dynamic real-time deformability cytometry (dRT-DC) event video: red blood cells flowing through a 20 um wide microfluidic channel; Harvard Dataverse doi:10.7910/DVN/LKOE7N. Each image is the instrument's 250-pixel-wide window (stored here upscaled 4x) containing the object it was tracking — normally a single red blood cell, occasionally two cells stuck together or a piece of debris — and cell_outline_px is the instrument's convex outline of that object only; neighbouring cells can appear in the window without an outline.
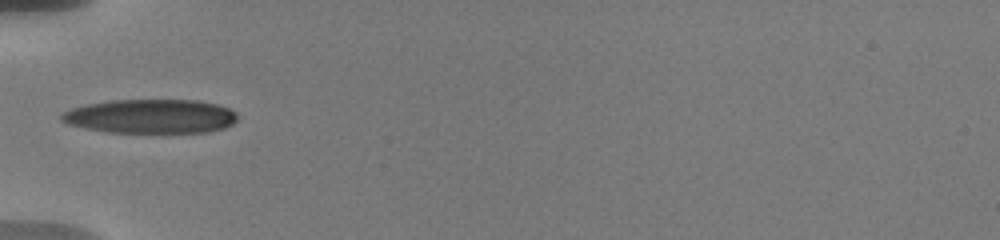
{"species": "human", "species_latin": "Homo sapiens", "temperature_condition": "warm", "stored_images_in_passage": 23, "camera_frame_rate_fps": 3000, "um_per_image_px": 0.085, "donor": {"sex": "male"}, "frame": {"image": 1, "passage_image": 1, "time_ms": 0.0, "image_size_px": [1000, 240], "cell_outline_px": [[236, 120], [232, 124], [224, 128], [212, 132], [108, 132], [84, 128], [68, 124], [60, 120], [60, 112], [72, 108], [88, 104], [108, 100], [196, 100], [216, 104], [228, 108], [236, 112]], "centroid_in_image_um": [12.78, 9.88], "position_along_channel_um": 72.2, "area_um2": 35.03}}
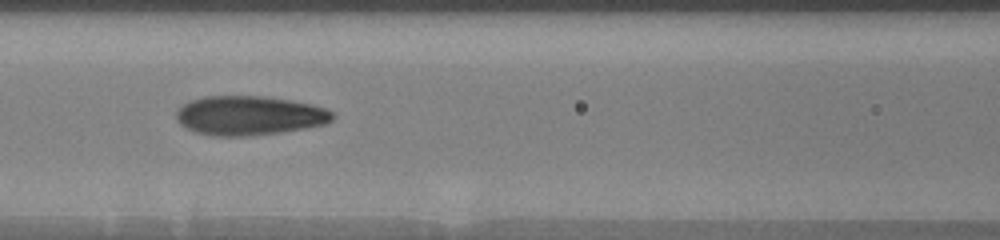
{"frame": {"image": 2, "passage_image": 13, "time_ms": 2.0, "image_size_px": [1000, 240], "cell_outline_px": [[336, 116], [332, 120], [324, 124], [304, 128], [280, 132], [252, 136], [216, 136], [196, 132], [180, 124], [176, 120], [176, 112], [188, 100], [204, 96], [264, 96], [292, 100], [312, 104], [324, 108], [332, 112]], "centroid_in_image_um": [21.18, 9.81], "position_along_channel_um": 145.4, "area_um2": 35.84}}
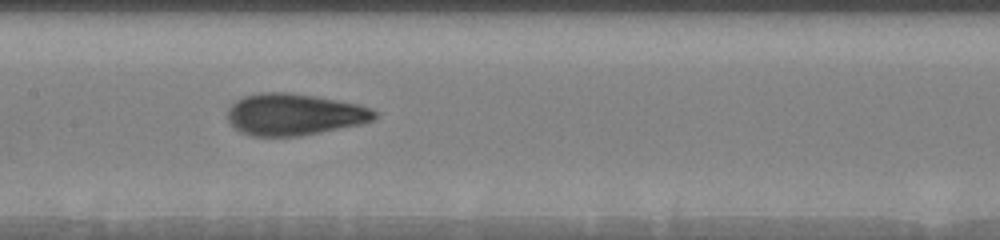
{"frame": {"image": 3, "passage_image": 22, "time_ms": 3.0, "image_size_px": [1000, 240], "cell_outline_px": [[380, 112], [376, 120], [364, 124], [320, 132], [296, 136], [252, 136], [240, 132], [228, 120], [228, 108], [236, 100], [244, 96], [260, 92], [292, 92], [316, 96], [360, 104], [372, 108]], "centroid_in_image_um": [25.08, 9.72], "position_along_channel_um": 182.3, "area_um2": 36.18}}